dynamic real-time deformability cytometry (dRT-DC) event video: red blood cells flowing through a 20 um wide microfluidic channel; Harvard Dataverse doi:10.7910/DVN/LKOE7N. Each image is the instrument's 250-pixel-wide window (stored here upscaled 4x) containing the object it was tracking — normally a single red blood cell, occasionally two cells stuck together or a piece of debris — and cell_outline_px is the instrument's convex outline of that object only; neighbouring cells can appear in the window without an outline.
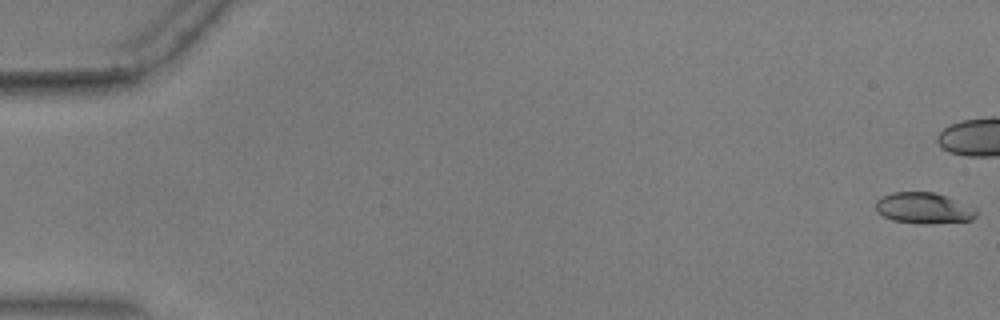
{"species": "common noctule bat (a hibernating species)", "species_latin": "Nyctalus noctula", "temperature_condition": "warm", "stored_images_in_passage": 45, "camera_frame_rate_fps": 3000, "um_per_image_px": 0.085, "animal": {"sex": "male", "body_mass_g": 17.9, "forearm_length_mm": 54.2}, "frame": {"image": 1, "passage_image": 1, "time_ms": 0.0, "image_size_px": [1000, 320], "cell_outline_px": [[976, 216], [972, 220], [932, 224], [920, 224], [892, 220], [876, 212], [876, 200], [892, 192], [932, 192], [944, 196], [976, 208]], "centroid_in_image_um": [78.5, 17.7], "position_along_channel_um": 6.5, "area_um2": 18.09}}
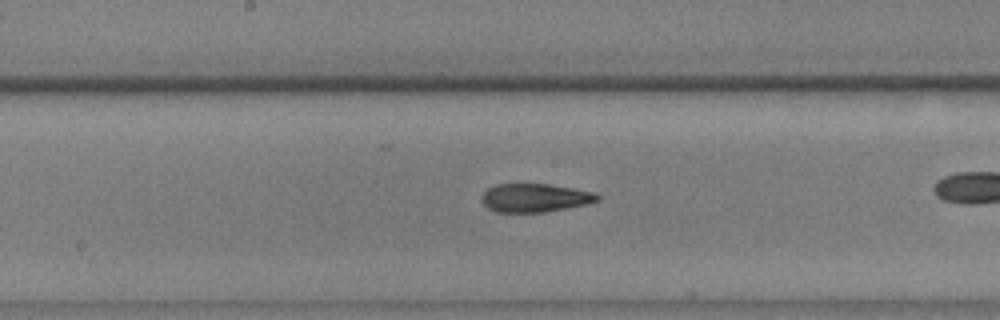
{"frame": {"image": 2, "passage_image": 30, "time_ms": 9.667, "image_size_px": [1000, 320], "cell_outline_px": [[600, 200], [588, 204], [544, 212], [496, 212], [488, 208], [480, 200], [480, 196], [488, 188], [496, 184], [548, 184], [596, 192], [600, 196]], "centroid_in_image_um": [45.47, 16.81], "position_along_channel_um": 202.7, "area_um2": 19.31}}
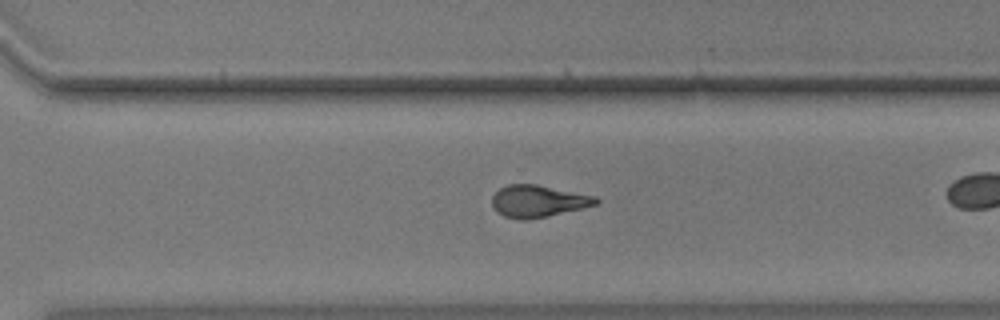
{"frame": {"image": 3, "passage_image": 40, "time_ms": 13.0, "image_size_px": [1000, 320], "cell_outline_px": [[600, 200], [596, 204], [548, 216], [524, 220], [504, 216], [496, 212], [492, 208], [492, 196], [500, 188], [508, 184], [536, 184], [596, 196]], "centroid_in_image_um": [45.7, 17.09], "position_along_channel_um": 324.9, "area_um2": 19.25}}